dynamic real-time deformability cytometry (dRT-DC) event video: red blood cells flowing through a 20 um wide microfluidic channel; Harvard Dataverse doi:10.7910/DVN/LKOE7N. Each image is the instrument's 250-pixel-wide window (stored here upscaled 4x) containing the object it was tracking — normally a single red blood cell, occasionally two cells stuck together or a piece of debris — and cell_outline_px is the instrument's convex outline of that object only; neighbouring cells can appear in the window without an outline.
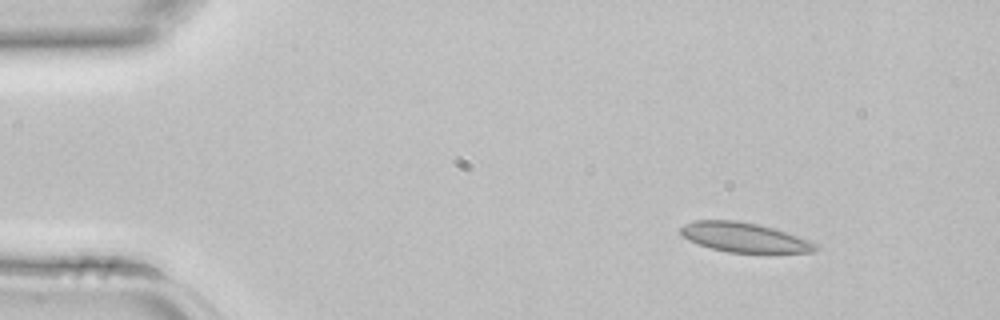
{"species": "common noctule bat (a hibernating species)", "species_latin": "Nyctalus noctula", "temperature_condition": "room temperature", "stored_images_in_passage": 4, "segment_of_instrument_passage": [1, 2], "camera_frame_rate_fps": 3000, "um_per_image_px": 0.085, "animal": {"sex": "female", "body_mass_g": 22.7, "forearm_length_mm": 54.2}, "frame": {"image": 1, "passage_image": 1, "time_ms": 0.0, "image_size_px": [1000, 320], "cell_outline_px": [[820, 248], [816, 252], [728, 252], [712, 248], [688, 240], [680, 232], [680, 228], [684, 224], [692, 220], [736, 220], [760, 224], [776, 228], [820, 244]], "centroid_in_image_um": [63.31, 20.16], "position_along_channel_um": 21.7, "area_um2": 23.35}}